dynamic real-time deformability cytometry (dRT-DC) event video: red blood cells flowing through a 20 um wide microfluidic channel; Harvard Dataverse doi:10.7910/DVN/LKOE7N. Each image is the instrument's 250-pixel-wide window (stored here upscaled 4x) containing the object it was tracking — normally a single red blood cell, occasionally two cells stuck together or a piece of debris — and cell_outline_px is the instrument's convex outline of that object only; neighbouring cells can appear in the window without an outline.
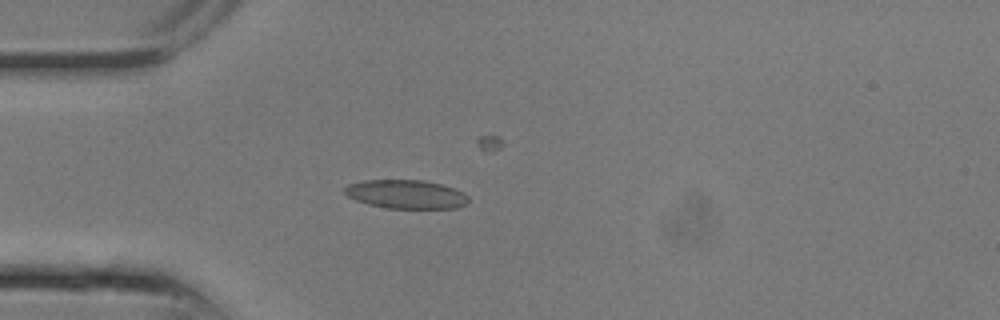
{"species": "common noctule bat (a hibernating species)", "species_latin": "Nyctalus noctula", "temperature_condition": "room temperature", "stored_images_in_passage": 21, "camera_frame_rate_fps": 3000, "um_per_image_px": 0.085, "animal": {"sex": "male", "body_mass_g": 13.3}, "frame": {"image": 1, "passage_image": 4, "time_ms": 1.0, "image_size_px": [1000, 320], "cell_outline_px": [[468, 204], [456, 208], [388, 208], [368, 204], [356, 200], [348, 196], [344, 192], [344, 188], [348, 184], [364, 180], [424, 180], [440, 184], [464, 192], [468, 196]], "centroid_in_image_um": [34.52, 16.51], "position_along_channel_um": 50.5, "area_um2": 20.69}}
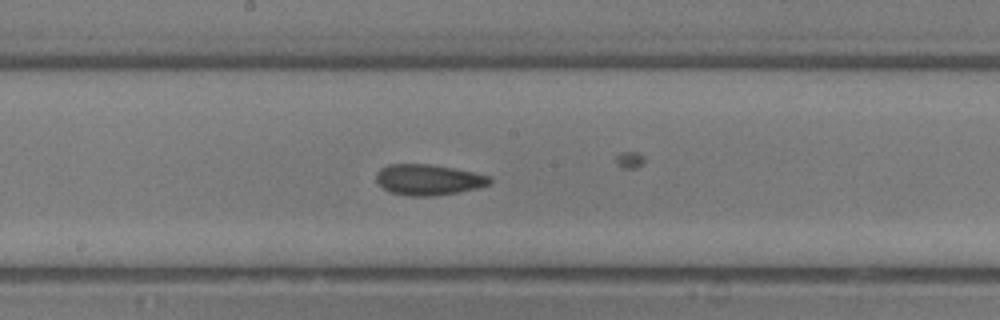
{"frame": {"image": 2, "passage_image": 10, "time_ms": 3.0, "image_size_px": [1000, 320], "cell_outline_px": [[492, 180], [488, 184], [476, 188], [456, 192], [432, 196], [408, 196], [392, 192], [384, 188], [376, 180], [376, 172], [380, 168], [388, 164], [428, 164], [452, 168], [492, 176]], "centroid_in_image_um": [36.39, 15.27], "position_along_channel_um": 211.8, "area_um2": 20.11}}
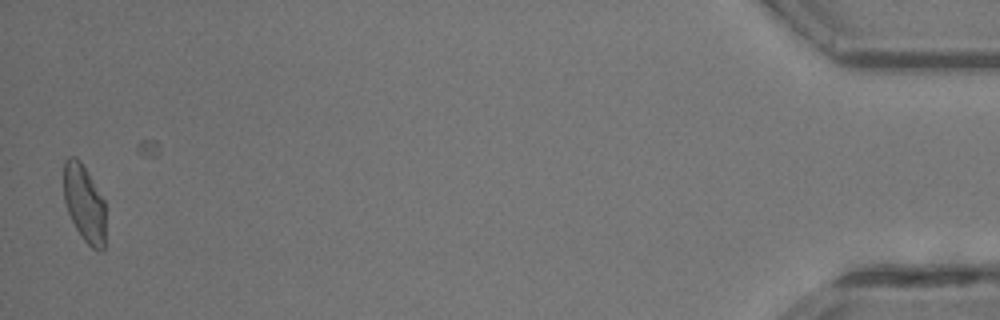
{"frame": {"image": 3, "passage_image": 21, "time_ms": 6.667, "image_size_px": [1000, 320], "cell_outline_px": [[104, 248], [100, 252], [92, 248], [84, 240], [76, 228], [68, 212], [64, 200], [64, 160], [68, 156], [76, 156], [80, 160], [104, 200]], "centroid_in_image_um": [7.15, 17.26], "position_along_channel_um": 428.1, "area_um2": 18.61}}